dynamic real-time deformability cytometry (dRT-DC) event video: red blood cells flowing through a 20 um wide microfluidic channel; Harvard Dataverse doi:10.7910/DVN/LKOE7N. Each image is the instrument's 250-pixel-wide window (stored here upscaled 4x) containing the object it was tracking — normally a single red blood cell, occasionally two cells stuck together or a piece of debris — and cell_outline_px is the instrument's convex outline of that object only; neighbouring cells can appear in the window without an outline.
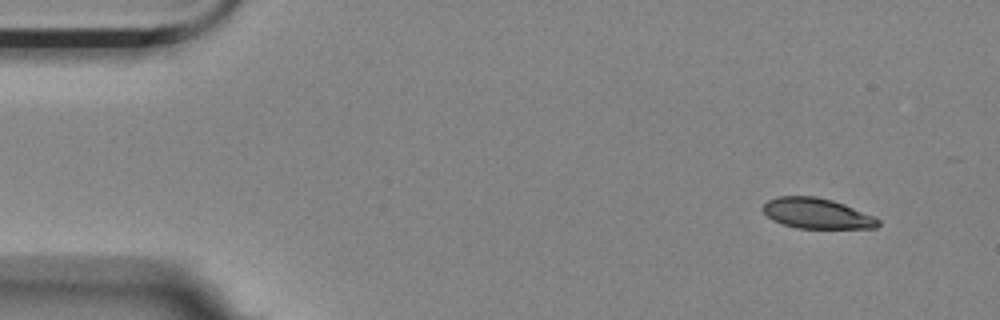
{"species": "Egyptian fruit bat (a non-hibernating species)", "species_latin": "Rousettus aegyptiacus", "temperature_condition": "room temperature", "stored_images_in_passage": 5, "camera_frame_rate_fps": 3000, "um_per_image_px": 0.085, "animal": {"sex": "female"}, "frame": {"image": 1, "passage_image": 1, "time_ms": 0.0, "image_size_px": [1000, 320], "cell_outline_px": [[880, 224], [876, 228], [796, 228], [772, 220], [760, 208], [768, 200], [776, 196], [816, 196], [832, 200], [844, 204], [876, 216], [880, 220]], "centroid_in_image_um": [69.44, 18.13], "position_along_channel_um": 15.6, "area_um2": 20.58}}
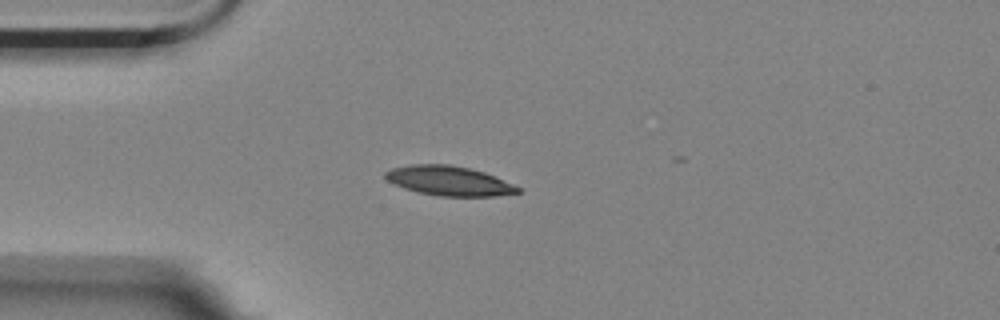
{"frame": {"image": 2, "passage_image": 3, "time_ms": 0.667, "image_size_px": [1000, 320], "cell_outline_px": [[520, 192], [492, 196], [440, 196], [420, 192], [404, 188], [388, 180], [384, 176], [384, 172], [392, 168], [412, 164], [448, 164], [468, 168], [484, 172], [512, 184], [520, 188]], "centroid_in_image_um": [38.14, 15.36], "position_along_channel_um": 46.9, "area_um2": 22.43}}